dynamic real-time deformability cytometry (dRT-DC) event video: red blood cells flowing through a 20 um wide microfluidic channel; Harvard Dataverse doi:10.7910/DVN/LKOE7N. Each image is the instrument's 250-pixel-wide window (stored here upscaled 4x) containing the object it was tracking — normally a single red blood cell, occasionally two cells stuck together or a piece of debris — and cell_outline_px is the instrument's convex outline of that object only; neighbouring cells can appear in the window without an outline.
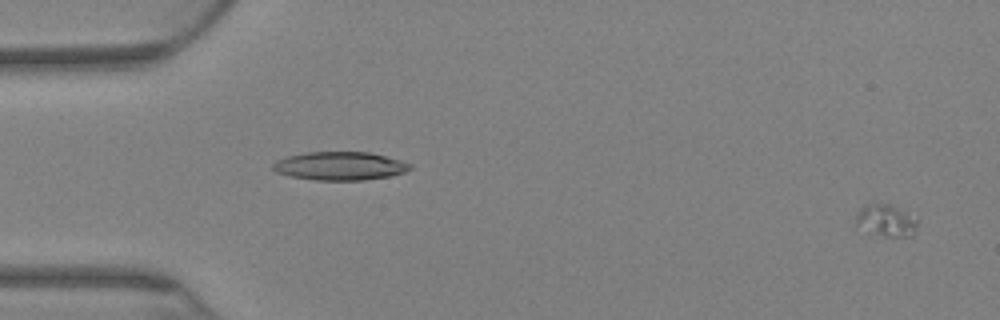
{"species": "Egyptian fruit bat (a non-hibernating species)", "species_latin": "Rousettus aegyptiacus", "temperature_condition": "warm", "stored_images_in_passage": 74, "camera_frame_rate_fps": 3000, "um_per_image_px": 0.085, "animal": {"sex": "female"}, "frame": {"image": 1, "passage_image": 3, "time_ms": 0.667, "image_size_px": [1000, 320], "cell_outline_px": [[916, 228], [912, 236], [884, 236], [856, 224], [856, 216], [860, 208], [864, 204], [872, 200], [888, 204], [896, 208], [916, 220]], "centroid_in_image_um": [75.26, 18.69], "position_along_channel_um": 9.7, "area_um2": 11.04}}